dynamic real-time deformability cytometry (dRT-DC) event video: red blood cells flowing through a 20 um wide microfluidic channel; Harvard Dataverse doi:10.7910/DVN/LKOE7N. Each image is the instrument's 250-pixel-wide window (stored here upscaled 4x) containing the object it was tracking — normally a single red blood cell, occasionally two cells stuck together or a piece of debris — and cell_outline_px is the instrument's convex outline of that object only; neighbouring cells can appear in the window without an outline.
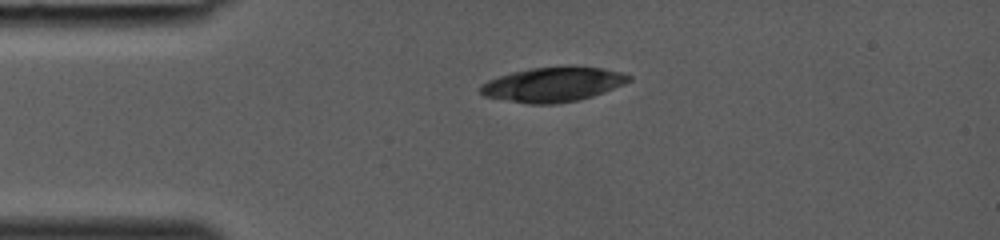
{"species": "common noctule bat (a hibernating species)", "species_latin": "Nyctalus noctula", "temperature_condition": "room temperature", "stored_images_in_passage": 30, "camera_frame_rate_fps": 3000, "um_per_image_px": 0.085, "animal": {"sex": "female", "body_mass_g": 19.0, "forearm_length_mm": 53.3}, "frame": {"image": 1, "passage_image": 1, "time_ms": 0.0, "image_size_px": [1000, 240], "cell_outline_px": [[632, 80], [624, 84], [604, 92], [592, 96], [576, 100], [556, 104], [528, 104], [484, 96], [480, 92], [480, 84], [488, 80], [512, 72], [532, 68], [604, 68], [620, 72], [632, 76]], "centroid_in_image_um": [46.99, 7.2], "position_along_channel_um": 38.0, "area_um2": 29.3}}
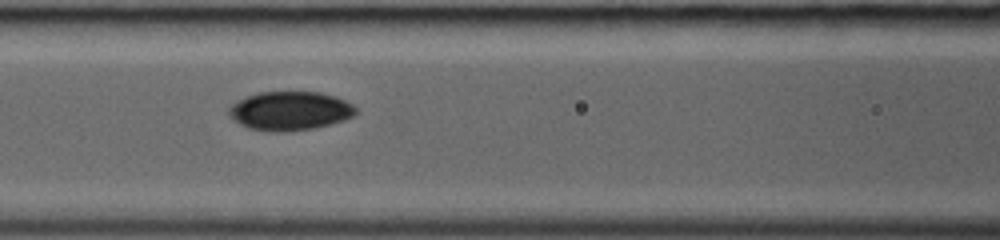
{"frame": {"image": 2, "passage_image": 9, "time_ms": 2.667, "image_size_px": [1000, 240], "cell_outline_px": [[356, 112], [352, 116], [344, 120], [316, 128], [284, 132], [276, 132], [248, 128], [240, 124], [228, 116], [228, 108], [236, 100], [260, 92], [320, 92], [336, 96], [352, 104], [356, 108]], "centroid_in_image_um": [24.63, 9.42], "position_along_channel_um": 142.0, "area_um2": 28.84}}
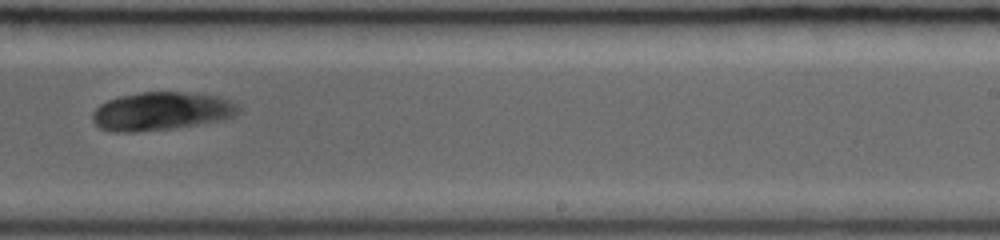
{"frame": {"image": 3, "passage_image": 17, "time_ms": 5.333, "image_size_px": [1000, 240], "cell_outline_px": [[240, 112], [236, 116], [224, 120], [172, 128], [136, 132], [112, 132], [100, 128], [92, 120], [92, 112], [100, 104], [108, 100], [120, 96], [140, 92], [180, 92], [216, 96], [228, 100], [236, 104], [240, 108]], "centroid_in_image_um": [13.7, 9.46], "position_along_channel_um": 275.3, "area_um2": 32.54}}